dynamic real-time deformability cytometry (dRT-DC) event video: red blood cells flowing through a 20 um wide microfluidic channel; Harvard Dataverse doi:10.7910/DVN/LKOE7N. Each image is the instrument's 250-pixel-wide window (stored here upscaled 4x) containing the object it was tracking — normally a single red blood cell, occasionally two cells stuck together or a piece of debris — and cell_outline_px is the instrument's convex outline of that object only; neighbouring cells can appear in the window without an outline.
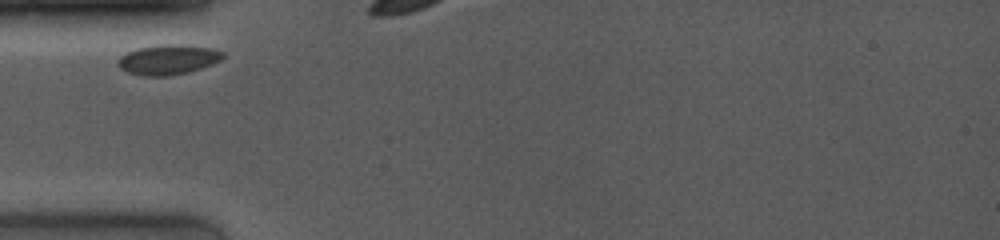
{"species": "common noctule bat (a hibernating species)", "species_latin": "Nyctalus noctula", "temperature_condition": "room temperature", "stored_images_in_passage": 3, "camera_frame_rate_fps": 4000, "um_per_image_px": 0.085, "animal": {"sex": "female", "body_mass_g": 19.0, "forearm_length_mm": 53.3}, "frame": {"image": 1, "passage_image": 1, "time_ms": 0.0, "image_size_px": [1000, 240], "cell_outline_px": [[224, 56], [220, 60], [212, 64], [188, 72], [168, 76], [144, 76], [128, 72], [120, 68], [116, 64], [116, 60], [124, 52], [136, 48], [160, 44], [180, 44], [212, 48], [224, 52]], "centroid_in_image_um": [14.23, 5.05], "position_along_channel_um": 70.8, "area_um2": 18.55}}